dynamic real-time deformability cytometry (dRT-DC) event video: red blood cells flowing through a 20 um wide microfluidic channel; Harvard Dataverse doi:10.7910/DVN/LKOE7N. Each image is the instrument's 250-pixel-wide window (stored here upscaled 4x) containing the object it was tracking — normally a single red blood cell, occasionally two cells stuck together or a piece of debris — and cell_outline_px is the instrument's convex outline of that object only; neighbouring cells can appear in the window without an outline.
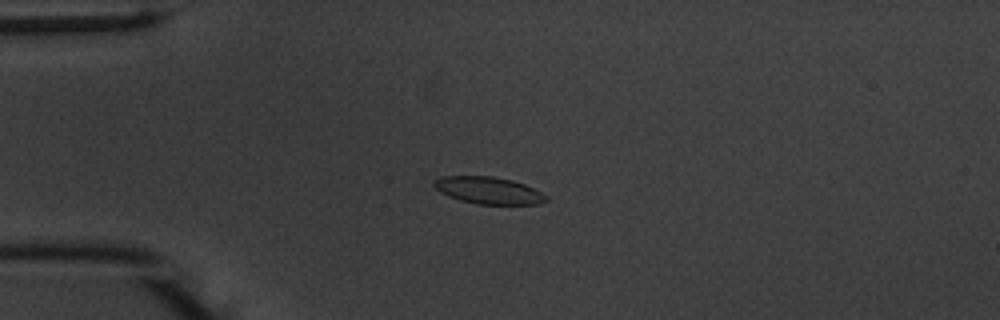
{"species": "common noctule bat (a hibernating species)", "species_latin": "Nyctalus noctula", "temperature_condition": "warm", "stored_images_in_passage": 47, "camera_frame_rate_fps": 3000, "um_per_image_px": 0.085, "animal": {"sex": "male", "body_mass_g": 20.1, "forearm_length_mm": 53.5}, "frame": {"image": 1, "passage_image": 14, "time_ms": 4.333, "image_size_px": [1000, 320], "cell_outline_px": [[548, 200], [540, 204], [476, 204], [460, 200], [448, 196], [440, 192], [432, 184], [436, 180], [444, 176], [492, 176], [512, 180], [524, 184], [548, 196]], "centroid_in_image_um": [41.53, 16.19], "position_along_channel_um": 43.5, "area_um2": 17.57}}
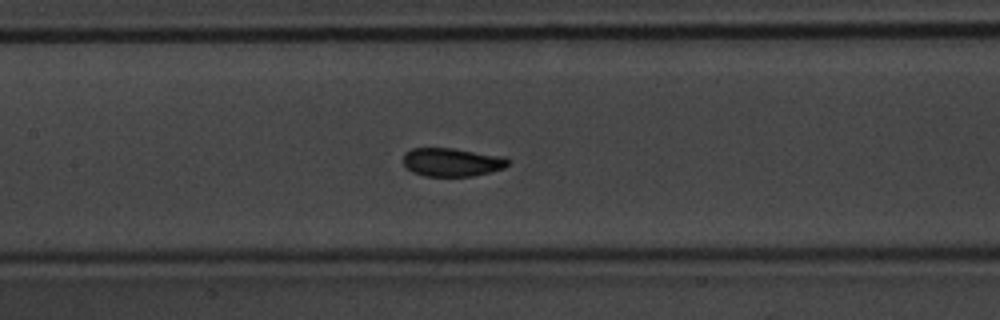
{"frame": {"image": 2, "passage_image": 26, "time_ms": 8.333, "image_size_px": [1000, 320], "cell_outline_px": [[508, 164], [504, 168], [472, 176], [424, 176], [412, 172], [404, 164], [404, 152], [412, 148], [452, 148], [504, 156], [508, 160]], "centroid_in_image_um": [38.39, 13.78], "position_along_channel_um": 169.0, "area_um2": 17.28}}
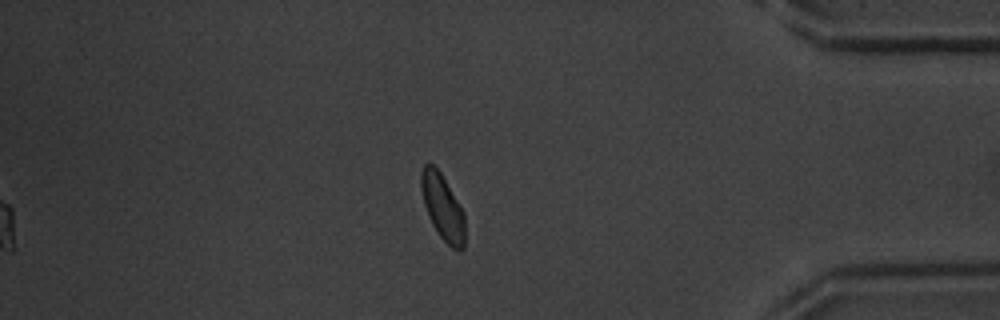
{"frame": {"image": 3, "passage_image": 47, "time_ms": 15.333, "image_size_px": [1000, 320], "cell_outline_px": [[464, 248], [460, 252], [456, 252], [440, 236], [432, 224], [428, 216], [424, 204], [420, 188], [420, 172], [424, 164], [428, 160], [440, 172], [464, 212]], "centroid_in_image_um": [37.6, 17.6], "position_along_channel_um": 397.6, "area_um2": 16.88}, "authors_computed_cell_mechanics": {"area_um2": 17.6868, "velocity_mm_per_s": 3.7118, "shape_relaxation_time_tau1_ms": 2.224, "shape_relaxation_time_tau2_ms": 0.9154, "deformation_change_tau1": 0.0963, "deformation_change_tau2": 0.0544}}